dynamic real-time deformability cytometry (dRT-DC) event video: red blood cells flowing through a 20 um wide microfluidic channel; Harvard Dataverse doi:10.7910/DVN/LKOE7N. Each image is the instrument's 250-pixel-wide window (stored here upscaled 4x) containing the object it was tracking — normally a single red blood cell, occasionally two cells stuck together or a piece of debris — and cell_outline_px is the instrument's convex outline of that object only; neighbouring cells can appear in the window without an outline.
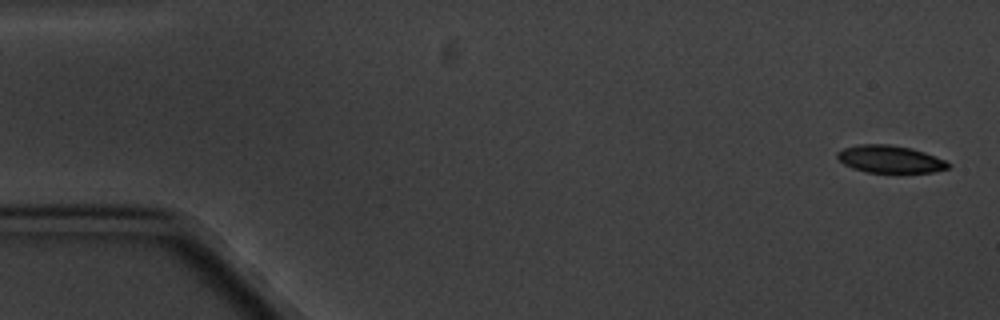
{"species": "common noctule bat (a hibernating species)", "species_latin": "Nyctalus noctula", "temperature_condition": "cold", "stored_images_in_passage": 12, "camera_frame_rate_fps": 3000, "um_per_image_px": 0.085, "animal": {"sex": "male", "body_mass_g": 20.1, "forearm_length_mm": 53.5}, "frame": {"image": 1, "passage_image": 1, "time_ms": 0.0, "image_size_px": [1000, 320], "cell_outline_px": [[952, 164], [948, 168], [932, 172], [868, 172], [852, 168], [844, 164], [836, 156], [836, 152], [844, 148], [856, 144], [888, 144], [912, 148], [924, 152], [944, 160]], "centroid_in_image_um": [75.62, 13.52], "position_along_channel_um": 9.4, "area_um2": 17.63}}
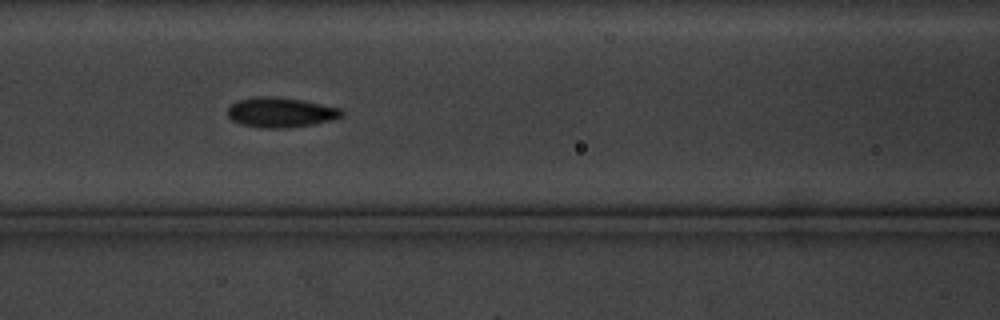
{"frame": {"image": 2, "passage_image": 7, "time_ms": 7.667, "image_size_px": [1000, 320], "cell_outline_px": [[344, 116], [332, 120], [312, 124], [288, 128], [260, 128], [240, 124], [232, 120], [228, 116], [228, 108], [236, 100], [256, 96], [272, 96], [300, 100], [340, 108], [344, 112]], "centroid_in_image_um": [23.83, 9.56], "position_along_channel_um": 142.8, "area_um2": 19.94}}
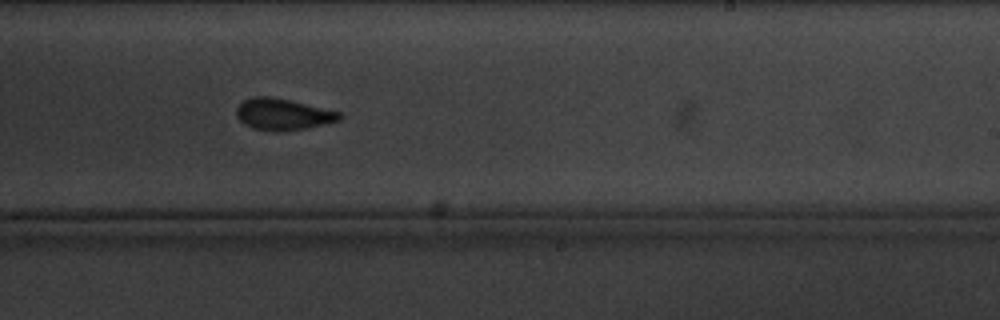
{"frame": {"image": 3, "passage_image": 10, "time_ms": 11.333, "image_size_px": [1000, 320], "cell_outline_px": [[344, 116], [340, 120], [304, 128], [276, 132], [252, 128], [244, 124], [236, 116], [236, 108], [244, 100], [252, 96], [272, 96], [340, 112]], "centroid_in_image_um": [24.01, 9.71], "position_along_channel_um": 265.0, "area_um2": 18.79}}